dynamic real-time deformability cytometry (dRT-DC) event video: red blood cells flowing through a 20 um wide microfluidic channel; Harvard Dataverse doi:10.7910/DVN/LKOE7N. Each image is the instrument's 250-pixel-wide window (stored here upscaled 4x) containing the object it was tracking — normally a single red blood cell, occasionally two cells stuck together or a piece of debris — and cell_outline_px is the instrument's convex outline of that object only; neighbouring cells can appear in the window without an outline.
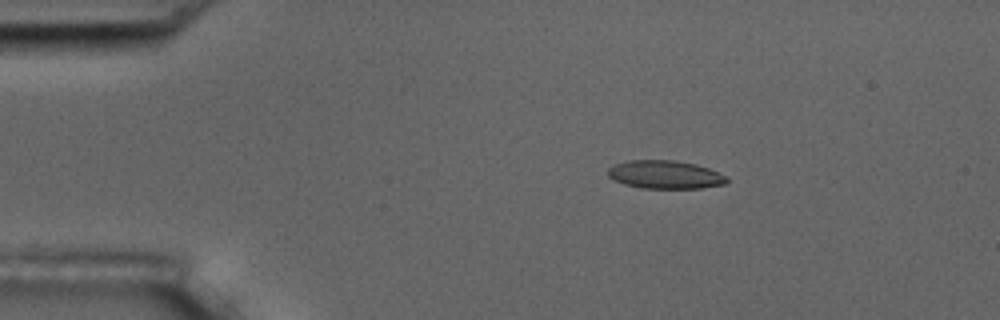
{"species": "common noctule bat (a hibernating species)", "species_latin": "Nyctalus noctula", "temperature_condition": "room temperature", "stored_images_in_passage": 4, "camera_frame_rate_fps": 3000, "um_per_image_px": 0.085, "animal": {"sex": "male", "body_mass_g": 17.5, "forearm_length_mm": 52.3}, "frame": {"image": 1, "passage_image": 3, "time_ms": 0.667, "image_size_px": [1000, 320], "cell_outline_px": [[728, 180], [724, 184], [700, 188], [640, 188], [624, 184], [608, 176], [608, 168], [616, 164], [628, 160], [676, 160], [696, 164], [708, 168], [728, 176]], "centroid_in_image_um": [56.55, 14.84], "position_along_channel_um": 28.5, "area_um2": 19.54}}